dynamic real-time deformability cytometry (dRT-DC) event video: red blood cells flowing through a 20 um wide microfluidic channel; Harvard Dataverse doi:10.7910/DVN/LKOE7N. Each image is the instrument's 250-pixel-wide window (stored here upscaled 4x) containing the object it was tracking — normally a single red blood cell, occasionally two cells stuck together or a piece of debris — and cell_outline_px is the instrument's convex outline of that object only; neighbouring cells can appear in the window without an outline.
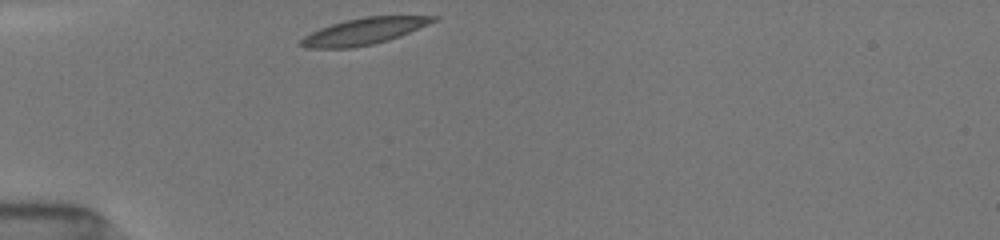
{"species": "common noctule bat (a hibernating species)", "species_latin": "Nyctalus noctula", "temperature_condition": "room temperature", "stored_images_in_passage": 10, "camera_frame_rate_fps": 3000, "um_per_image_px": 0.085, "animal": {"sex": "female", "body_mass_g": 19.5, "forearm_length_mm": 54.1}, "frame": {"image": 1, "passage_image": 1, "time_ms": 0.0, "image_size_px": [1000, 240], "cell_outline_px": [[440, 16], [436, 20], [400, 36], [388, 40], [372, 44], [352, 48], [308, 48], [300, 44], [300, 40], [304, 36], [320, 28], [344, 20], [364, 16]], "centroid_in_image_um": [30.91, 2.65], "position_along_channel_um": 54.1, "area_um2": 20.17}}
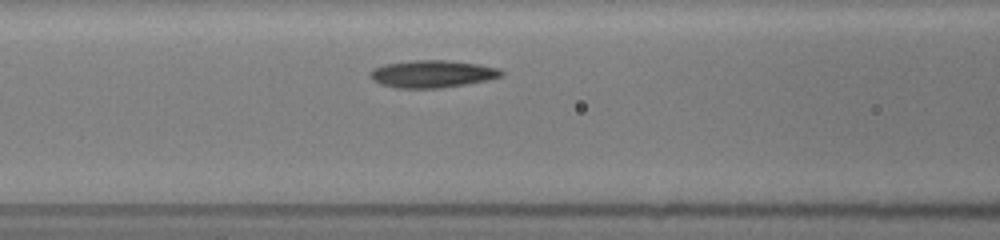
{"frame": {"image": 2, "passage_image": 6, "time_ms": 2.333, "image_size_px": [1000, 240], "cell_outline_px": [[504, 76], [488, 80], [440, 88], [396, 88], [380, 84], [372, 80], [368, 76], [376, 68], [384, 64], [408, 60], [448, 60], [476, 64], [496, 68], [504, 72]], "centroid_in_image_um": [36.72, 6.28], "position_along_channel_um": 129.9, "area_um2": 20.87}}
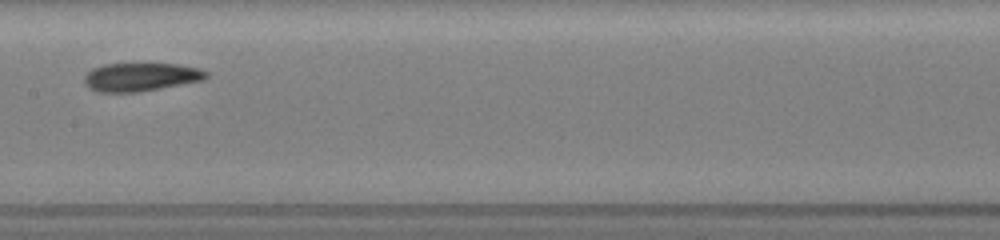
{"frame": {"image": 3, "passage_image": 9, "time_ms": 4.0, "image_size_px": [1000, 240], "cell_outline_px": [[208, 76], [204, 80], [160, 88], [136, 92], [96, 92], [88, 88], [84, 84], [84, 76], [92, 68], [104, 64], [180, 64], [200, 68], [208, 72]], "centroid_in_image_um": [11.95, 6.54], "position_along_channel_um": 195.4, "area_um2": 20.23}}